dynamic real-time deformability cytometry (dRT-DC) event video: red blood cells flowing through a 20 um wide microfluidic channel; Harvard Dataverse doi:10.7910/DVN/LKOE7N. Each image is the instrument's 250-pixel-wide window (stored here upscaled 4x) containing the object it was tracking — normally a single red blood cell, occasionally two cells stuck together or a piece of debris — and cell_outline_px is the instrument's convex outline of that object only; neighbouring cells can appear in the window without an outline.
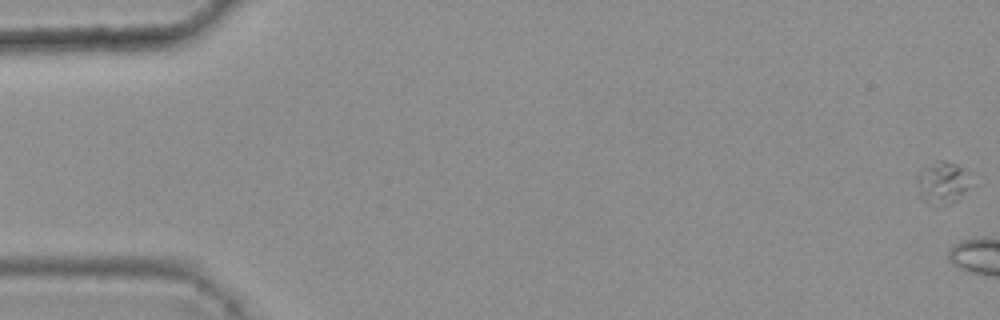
{"species": "common noctule bat (a hibernating species)", "species_latin": "Nyctalus noctula", "temperature_condition": "warm", "stored_images_in_passage": 6, "camera_frame_rate_fps": 3000, "um_per_image_px": 0.085, "animal": {"sex": "female", "body_mass_g": 25.1}, "frame": {"image": 1, "passage_image": 1, "time_ms": 0.0, "image_size_px": [1000, 320], "cell_outline_px": [[968, 184], [964, 192], [956, 200], [948, 204], [928, 204], [920, 200], [916, 180], [916, 176], [924, 168], [940, 160], [944, 160], [956, 164], [960, 168]], "centroid_in_image_um": [79.98, 15.57], "position_along_channel_um": 5.0, "area_um2": 12.54}}